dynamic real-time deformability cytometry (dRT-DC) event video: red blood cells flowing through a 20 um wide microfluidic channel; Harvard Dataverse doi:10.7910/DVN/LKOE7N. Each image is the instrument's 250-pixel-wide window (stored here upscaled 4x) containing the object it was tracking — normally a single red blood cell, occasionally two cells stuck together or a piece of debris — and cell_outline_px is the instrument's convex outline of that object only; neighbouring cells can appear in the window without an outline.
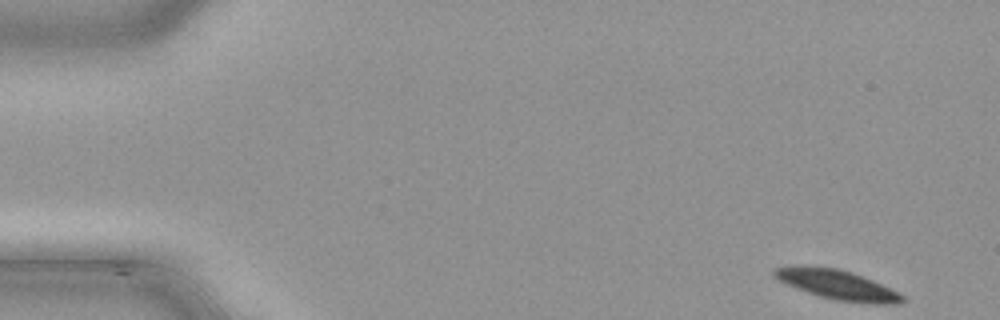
{"species": "common noctule bat (a hibernating species)", "species_latin": "Nyctalus noctula", "temperature_condition": "cold", "stored_images_in_passage": 47, "camera_frame_rate_fps": 3000, "um_per_image_px": 0.085, "animal": {"sex": "male", "body_mass_g": 21.5, "forearm_length_mm": 52.0}, "frame": {"image": 1, "passage_image": 1, "time_ms": 0.0, "image_size_px": [1000, 320], "cell_outline_px": [[908, 300], [900, 304], [872, 304], [832, 300], [796, 288], [772, 276], [772, 268], [836, 268], [872, 280], [904, 296]], "centroid_in_image_um": [71.26, 24.27], "position_along_channel_um": 13.7, "area_um2": 21.21}}
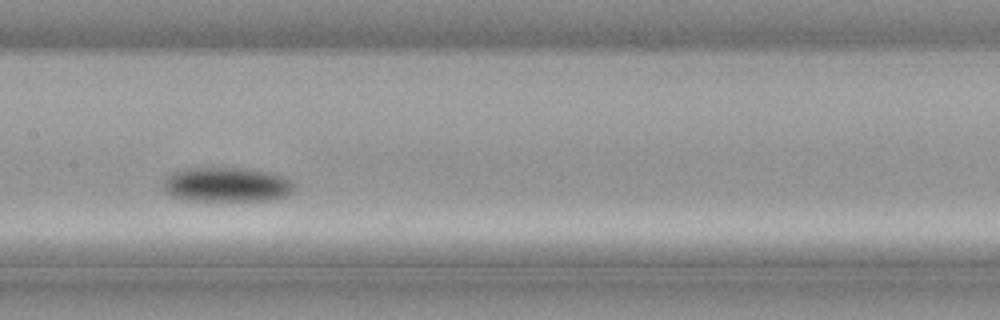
{"frame": {"image": 2, "passage_image": 23, "time_ms": 7.333, "image_size_px": [1000, 320], "cell_outline_px": [[296, 188], [288, 196], [272, 200], [184, 200], [172, 196], [164, 192], [164, 176], [172, 172], [184, 168], [244, 168], [268, 172], [284, 176]], "centroid_in_image_um": [19.24, 15.69], "position_along_channel_um": 188.2, "area_um2": 26.53}}
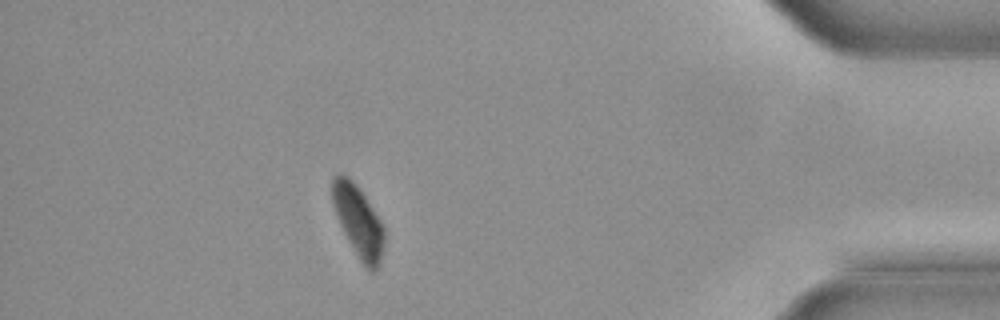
{"frame": {"image": 3, "passage_image": 42, "time_ms": 13.667, "image_size_px": [1000, 320], "cell_outline_px": [[384, 244], [380, 264], [376, 272], [368, 272], [360, 260], [348, 240], [340, 224], [332, 200], [332, 176], [340, 172], [348, 176], [356, 184], [380, 220], [384, 228]], "centroid_in_image_um": [30.47, 18.83], "position_along_channel_um": 404.7, "area_um2": 21.5}}